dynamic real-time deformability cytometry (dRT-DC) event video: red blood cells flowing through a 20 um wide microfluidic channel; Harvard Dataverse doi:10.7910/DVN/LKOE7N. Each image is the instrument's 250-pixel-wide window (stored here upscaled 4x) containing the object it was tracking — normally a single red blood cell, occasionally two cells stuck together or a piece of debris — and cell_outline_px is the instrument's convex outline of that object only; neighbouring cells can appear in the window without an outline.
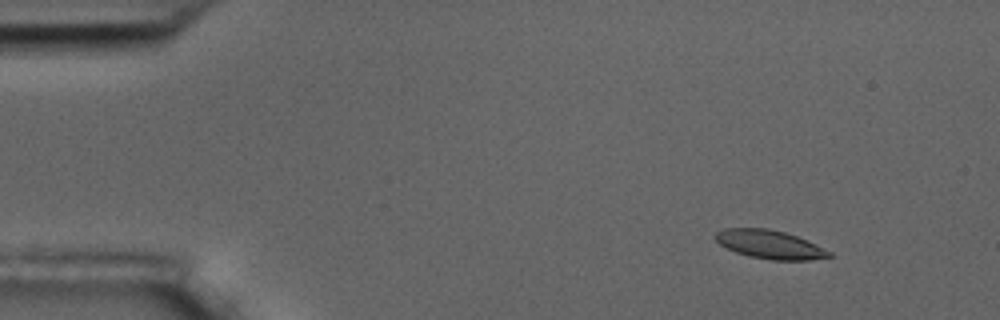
{"species": "common noctule bat (a hibernating species)", "species_latin": "Nyctalus noctula", "temperature_condition": "room temperature", "stored_images_in_passage": 4, "camera_frame_rate_fps": 3000, "um_per_image_px": 0.085, "animal": {"sex": "male", "body_mass_g": 17.5, "forearm_length_mm": 52.3}, "frame": {"image": 1, "passage_image": 2, "time_ms": 1.0, "image_size_px": [1000, 320], "cell_outline_px": [[832, 256], [808, 260], [772, 260], [748, 256], [736, 252], [720, 244], [712, 236], [716, 232], [724, 228], [768, 228], [784, 232], [808, 240], [832, 252]], "centroid_in_image_um": [65.42, 20.77], "position_along_channel_um": 19.6, "area_um2": 18.96}}
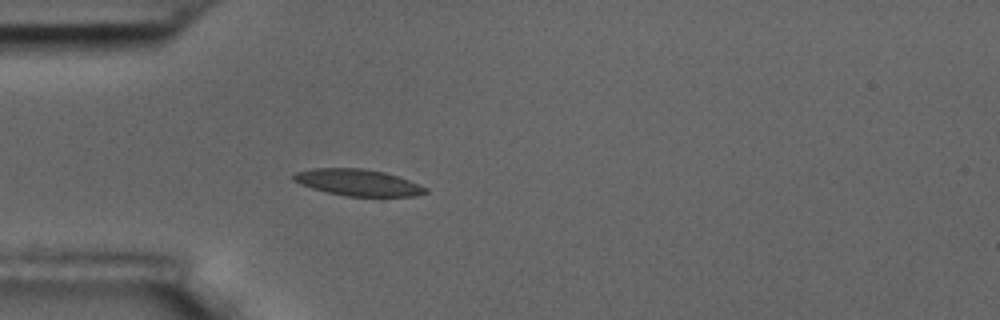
{"frame": {"image": 2, "passage_image": 4, "time_ms": 4.333, "image_size_px": [1000, 320], "cell_outline_px": [[428, 192], [416, 196], [348, 196], [328, 192], [312, 188], [300, 184], [292, 180], [292, 176], [296, 172], [312, 168], [364, 168], [384, 172], [408, 180], [428, 188]], "centroid_in_image_um": [30.41, 15.51], "position_along_channel_um": 54.6, "area_um2": 20.29}}